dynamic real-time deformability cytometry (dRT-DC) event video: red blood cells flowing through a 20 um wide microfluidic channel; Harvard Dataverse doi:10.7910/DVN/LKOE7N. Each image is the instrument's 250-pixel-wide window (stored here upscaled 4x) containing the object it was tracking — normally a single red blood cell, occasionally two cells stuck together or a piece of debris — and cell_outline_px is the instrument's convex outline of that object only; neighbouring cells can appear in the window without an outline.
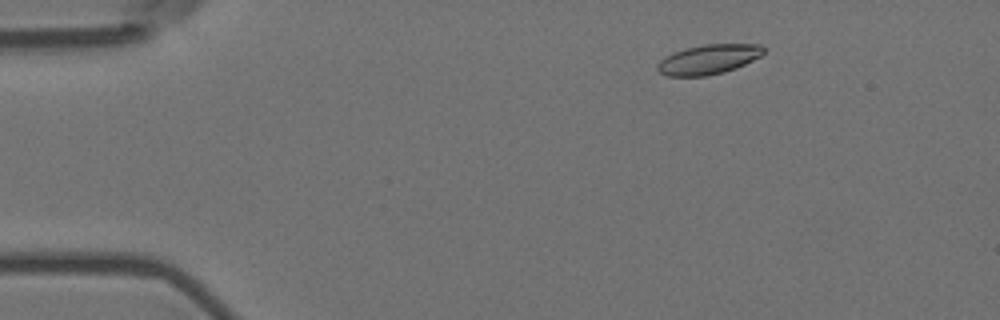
{"species": "Egyptian fruit bat (a non-hibernating species)", "species_latin": "Rousettus aegyptiacus", "temperature_condition": "room temperature", "stored_images_in_passage": 20, "camera_frame_rate_fps": 3000, "um_per_image_px": 0.085, "animal": {"sex": "female"}, "frame": {"image": 1, "passage_image": 4, "time_ms": 1.0, "image_size_px": [1000, 320], "cell_outline_px": [[764, 52], [760, 56], [736, 68], [724, 72], [704, 76], [668, 76], [660, 72], [656, 68], [656, 64], [664, 56], [684, 48], [704, 44], [760, 44], [764, 48]], "centroid_in_image_um": [60.19, 5.04], "position_along_channel_um": 24.8, "area_um2": 18.38}}
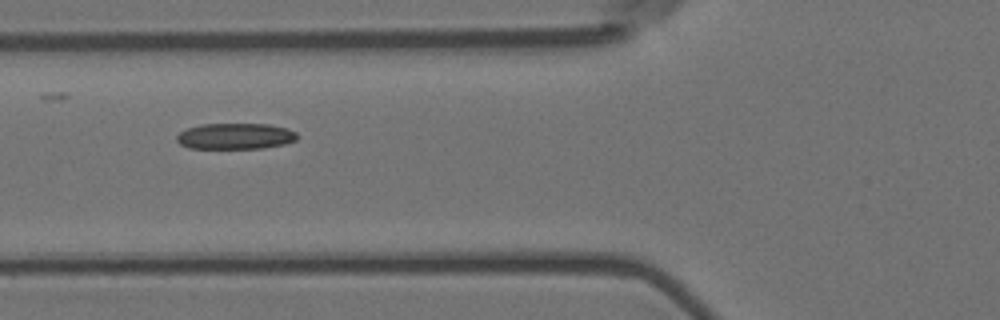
{"frame": {"image": 2, "passage_image": 17, "time_ms": 5.333, "image_size_px": [1000, 320], "cell_outline_px": [[296, 140], [284, 144], [264, 148], [188, 148], [180, 144], [176, 140], [176, 136], [180, 132], [188, 128], [204, 124], [268, 124], [288, 128], [296, 132]], "centroid_in_image_um": [20.0, 11.58], "position_along_channel_um": 105.8, "area_um2": 18.21}}
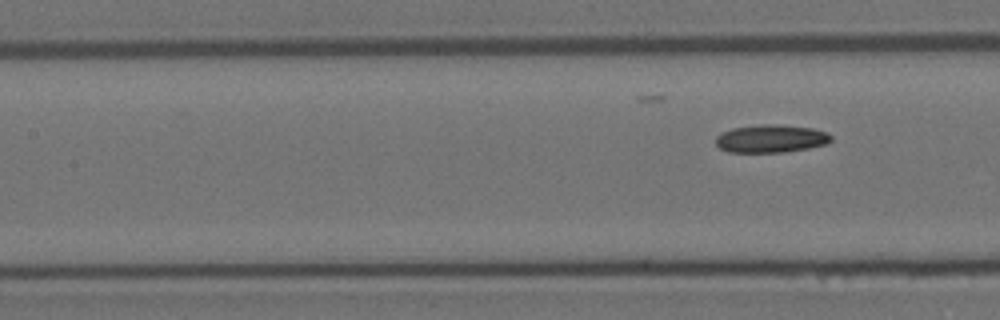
{"frame": {"image": 3, "passage_image": 20, "time_ms": 6.333, "image_size_px": [1000, 320], "cell_outline_px": [[832, 140], [828, 144], [808, 148], [784, 152], [728, 152], [720, 148], [716, 144], [716, 136], [732, 128], [760, 124], [772, 124], [812, 128], [828, 132], [832, 136]], "centroid_in_image_um": [65.56, 11.78], "position_along_channel_um": 141.8, "area_um2": 18.79}}